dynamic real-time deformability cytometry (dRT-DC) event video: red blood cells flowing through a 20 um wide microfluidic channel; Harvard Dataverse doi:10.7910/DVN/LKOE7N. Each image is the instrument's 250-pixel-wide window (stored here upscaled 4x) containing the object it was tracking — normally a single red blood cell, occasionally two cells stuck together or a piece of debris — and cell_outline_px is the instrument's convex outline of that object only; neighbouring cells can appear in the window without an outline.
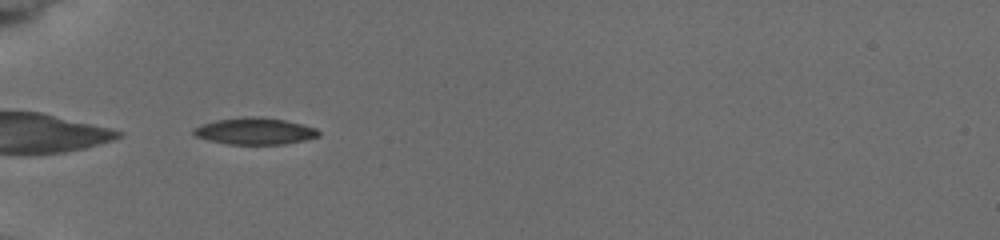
{"species": "common noctule bat (a hibernating species)", "species_latin": "Nyctalus noctula", "temperature_condition": "cold", "stored_images_in_passage": 7, "camera_frame_rate_fps": 3000, "um_per_image_px": 0.085, "animal": {"sex": "female", "body_mass_g": 19.5, "forearm_length_mm": 54.1}, "frame": {"image": 1, "passage_image": 4, "time_ms": 3.0, "image_size_px": [1000, 240], "cell_outline_px": [[320, 136], [304, 140], [284, 144], [228, 144], [208, 140], [196, 136], [192, 132], [192, 128], [216, 120], [284, 120], [316, 128], [320, 132]], "centroid_in_image_um": [21.68, 11.21], "position_along_channel_um": 63.3, "area_um2": 18.21}}
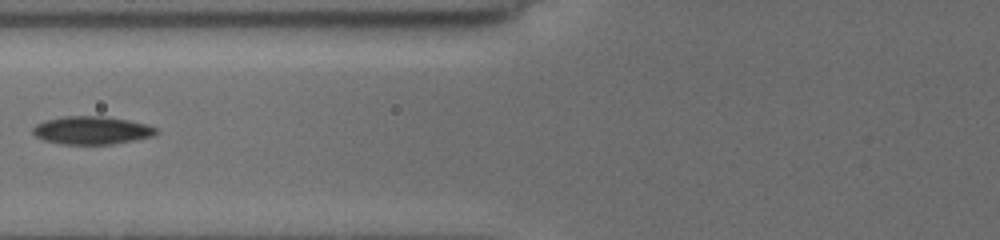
{"frame": {"image": 2, "passage_image": 6, "time_ms": 4.667, "image_size_px": [1000, 240], "cell_outline_px": [[160, 132], [152, 136], [112, 144], [60, 144], [44, 140], [36, 136], [32, 132], [32, 128], [36, 124], [48, 120], [64, 116], [104, 116], [128, 120], [144, 124], [156, 128]], "centroid_in_image_um": [7.78, 11.08], "position_along_channel_um": 118.0, "area_um2": 19.94}}
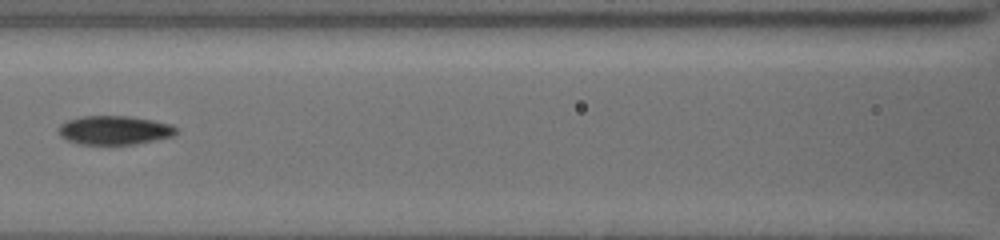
{"frame": {"image": 3, "passage_image": 7, "time_ms": 5.667, "image_size_px": [1000, 240], "cell_outline_px": [[176, 132], [172, 136], [136, 144], [76, 144], [60, 136], [60, 124], [68, 120], [84, 116], [128, 116], [152, 120], [168, 124], [176, 128]], "centroid_in_image_um": [9.7, 11.07], "position_along_channel_um": 156.9, "area_um2": 19.48}}